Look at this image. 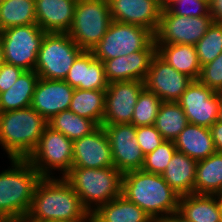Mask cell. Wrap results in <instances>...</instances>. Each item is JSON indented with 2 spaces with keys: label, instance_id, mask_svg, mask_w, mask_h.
Instances as JSON below:
<instances>
[{
  "label": "cell",
  "instance_id": "cell-1",
  "mask_svg": "<svg viewBox=\"0 0 222 222\" xmlns=\"http://www.w3.org/2000/svg\"><path fill=\"white\" fill-rule=\"evenodd\" d=\"M27 217L33 222H91L78 194L64 177L55 175L40 179Z\"/></svg>",
  "mask_w": 222,
  "mask_h": 222
},
{
  "label": "cell",
  "instance_id": "cell-2",
  "mask_svg": "<svg viewBox=\"0 0 222 222\" xmlns=\"http://www.w3.org/2000/svg\"><path fill=\"white\" fill-rule=\"evenodd\" d=\"M122 195L139 206L155 222L178 211L180 196L161 174L145 172L142 169L124 173Z\"/></svg>",
  "mask_w": 222,
  "mask_h": 222
},
{
  "label": "cell",
  "instance_id": "cell-3",
  "mask_svg": "<svg viewBox=\"0 0 222 222\" xmlns=\"http://www.w3.org/2000/svg\"><path fill=\"white\" fill-rule=\"evenodd\" d=\"M0 172V222L27 217L42 176L27 159H10Z\"/></svg>",
  "mask_w": 222,
  "mask_h": 222
},
{
  "label": "cell",
  "instance_id": "cell-4",
  "mask_svg": "<svg viewBox=\"0 0 222 222\" xmlns=\"http://www.w3.org/2000/svg\"><path fill=\"white\" fill-rule=\"evenodd\" d=\"M48 121L31 106L0 113V145L9 159H27L39 144Z\"/></svg>",
  "mask_w": 222,
  "mask_h": 222
},
{
  "label": "cell",
  "instance_id": "cell-5",
  "mask_svg": "<svg viewBox=\"0 0 222 222\" xmlns=\"http://www.w3.org/2000/svg\"><path fill=\"white\" fill-rule=\"evenodd\" d=\"M64 178L90 214L101 205L122 195L123 174L115 167H72Z\"/></svg>",
  "mask_w": 222,
  "mask_h": 222
},
{
  "label": "cell",
  "instance_id": "cell-6",
  "mask_svg": "<svg viewBox=\"0 0 222 222\" xmlns=\"http://www.w3.org/2000/svg\"><path fill=\"white\" fill-rule=\"evenodd\" d=\"M112 21L108 0H77L68 34L82 50L92 51Z\"/></svg>",
  "mask_w": 222,
  "mask_h": 222
},
{
  "label": "cell",
  "instance_id": "cell-7",
  "mask_svg": "<svg viewBox=\"0 0 222 222\" xmlns=\"http://www.w3.org/2000/svg\"><path fill=\"white\" fill-rule=\"evenodd\" d=\"M141 50H156L154 34L145 27L112 21L92 53L104 62Z\"/></svg>",
  "mask_w": 222,
  "mask_h": 222
},
{
  "label": "cell",
  "instance_id": "cell-8",
  "mask_svg": "<svg viewBox=\"0 0 222 222\" xmlns=\"http://www.w3.org/2000/svg\"><path fill=\"white\" fill-rule=\"evenodd\" d=\"M82 51L68 33H45L34 71L39 78L64 80Z\"/></svg>",
  "mask_w": 222,
  "mask_h": 222
},
{
  "label": "cell",
  "instance_id": "cell-9",
  "mask_svg": "<svg viewBox=\"0 0 222 222\" xmlns=\"http://www.w3.org/2000/svg\"><path fill=\"white\" fill-rule=\"evenodd\" d=\"M27 160L42 177H53L54 171L64 177L73 166V141L47 126Z\"/></svg>",
  "mask_w": 222,
  "mask_h": 222
},
{
  "label": "cell",
  "instance_id": "cell-10",
  "mask_svg": "<svg viewBox=\"0 0 222 222\" xmlns=\"http://www.w3.org/2000/svg\"><path fill=\"white\" fill-rule=\"evenodd\" d=\"M38 24L13 26L0 31L4 62L25 70H34L45 36Z\"/></svg>",
  "mask_w": 222,
  "mask_h": 222
},
{
  "label": "cell",
  "instance_id": "cell-11",
  "mask_svg": "<svg viewBox=\"0 0 222 222\" xmlns=\"http://www.w3.org/2000/svg\"><path fill=\"white\" fill-rule=\"evenodd\" d=\"M213 23L211 16H180L162 8L155 44H187L195 46Z\"/></svg>",
  "mask_w": 222,
  "mask_h": 222
},
{
  "label": "cell",
  "instance_id": "cell-12",
  "mask_svg": "<svg viewBox=\"0 0 222 222\" xmlns=\"http://www.w3.org/2000/svg\"><path fill=\"white\" fill-rule=\"evenodd\" d=\"M110 143L114 167L122 174L140 170L145 155L140 149L132 123L102 125Z\"/></svg>",
  "mask_w": 222,
  "mask_h": 222
},
{
  "label": "cell",
  "instance_id": "cell-13",
  "mask_svg": "<svg viewBox=\"0 0 222 222\" xmlns=\"http://www.w3.org/2000/svg\"><path fill=\"white\" fill-rule=\"evenodd\" d=\"M190 124L210 128L218 121L221 99L218 92L193 80L178 101Z\"/></svg>",
  "mask_w": 222,
  "mask_h": 222
},
{
  "label": "cell",
  "instance_id": "cell-14",
  "mask_svg": "<svg viewBox=\"0 0 222 222\" xmlns=\"http://www.w3.org/2000/svg\"><path fill=\"white\" fill-rule=\"evenodd\" d=\"M192 81V78L175 70L156 53L150 62L144 85L163 102H178Z\"/></svg>",
  "mask_w": 222,
  "mask_h": 222
},
{
  "label": "cell",
  "instance_id": "cell-15",
  "mask_svg": "<svg viewBox=\"0 0 222 222\" xmlns=\"http://www.w3.org/2000/svg\"><path fill=\"white\" fill-rule=\"evenodd\" d=\"M144 88V81L138 80L109 83L102 125L132 123L138 96Z\"/></svg>",
  "mask_w": 222,
  "mask_h": 222
},
{
  "label": "cell",
  "instance_id": "cell-16",
  "mask_svg": "<svg viewBox=\"0 0 222 222\" xmlns=\"http://www.w3.org/2000/svg\"><path fill=\"white\" fill-rule=\"evenodd\" d=\"M72 167H114L110 143L102 125L90 134L73 141Z\"/></svg>",
  "mask_w": 222,
  "mask_h": 222
},
{
  "label": "cell",
  "instance_id": "cell-17",
  "mask_svg": "<svg viewBox=\"0 0 222 222\" xmlns=\"http://www.w3.org/2000/svg\"><path fill=\"white\" fill-rule=\"evenodd\" d=\"M113 21L158 29L162 6L159 0H108Z\"/></svg>",
  "mask_w": 222,
  "mask_h": 222
},
{
  "label": "cell",
  "instance_id": "cell-18",
  "mask_svg": "<svg viewBox=\"0 0 222 222\" xmlns=\"http://www.w3.org/2000/svg\"><path fill=\"white\" fill-rule=\"evenodd\" d=\"M74 90L75 88L64 80L39 78L31 107L49 121L61 111L69 110Z\"/></svg>",
  "mask_w": 222,
  "mask_h": 222
},
{
  "label": "cell",
  "instance_id": "cell-19",
  "mask_svg": "<svg viewBox=\"0 0 222 222\" xmlns=\"http://www.w3.org/2000/svg\"><path fill=\"white\" fill-rule=\"evenodd\" d=\"M64 81L73 88L84 90L106 91L109 84L104 63L96 59L92 51L85 50L75 59Z\"/></svg>",
  "mask_w": 222,
  "mask_h": 222
},
{
  "label": "cell",
  "instance_id": "cell-20",
  "mask_svg": "<svg viewBox=\"0 0 222 222\" xmlns=\"http://www.w3.org/2000/svg\"><path fill=\"white\" fill-rule=\"evenodd\" d=\"M156 50H141L132 54L105 60L104 69L108 83L144 81Z\"/></svg>",
  "mask_w": 222,
  "mask_h": 222
},
{
  "label": "cell",
  "instance_id": "cell-21",
  "mask_svg": "<svg viewBox=\"0 0 222 222\" xmlns=\"http://www.w3.org/2000/svg\"><path fill=\"white\" fill-rule=\"evenodd\" d=\"M77 0H35L37 24L46 33H68Z\"/></svg>",
  "mask_w": 222,
  "mask_h": 222
},
{
  "label": "cell",
  "instance_id": "cell-22",
  "mask_svg": "<svg viewBox=\"0 0 222 222\" xmlns=\"http://www.w3.org/2000/svg\"><path fill=\"white\" fill-rule=\"evenodd\" d=\"M178 152L200 161L216 152L210 128L188 124L174 140Z\"/></svg>",
  "mask_w": 222,
  "mask_h": 222
},
{
  "label": "cell",
  "instance_id": "cell-23",
  "mask_svg": "<svg viewBox=\"0 0 222 222\" xmlns=\"http://www.w3.org/2000/svg\"><path fill=\"white\" fill-rule=\"evenodd\" d=\"M196 165V160L176 151L161 175L179 196L194 194Z\"/></svg>",
  "mask_w": 222,
  "mask_h": 222
},
{
  "label": "cell",
  "instance_id": "cell-24",
  "mask_svg": "<svg viewBox=\"0 0 222 222\" xmlns=\"http://www.w3.org/2000/svg\"><path fill=\"white\" fill-rule=\"evenodd\" d=\"M91 222H155L139 206L123 195L98 207L90 214Z\"/></svg>",
  "mask_w": 222,
  "mask_h": 222
},
{
  "label": "cell",
  "instance_id": "cell-25",
  "mask_svg": "<svg viewBox=\"0 0 222 222\" xmlns=\"http://www.w3.org/2000/svg\"><path fill=\"white\" fill-rule=\"evenodd\" d=\"M178 211L192 222H221L220 195L180 196Z\"/></svg>",
  "mask_w": 222,
  "mask_h": 222
},
{
  "label": "cell",
  "instance_id": "cell-26",
  "mask_svg": "<svg viewBox=\"0 0 222 222\" xmlns=\"http://www.w3.org/2000/svg\"><path fill=\"white\" fill-rule=\"evenodd\" d=\"M156 53L178 72L198 80L201 66L196 47L187 44H156Z\"/></svg>",
  "mask_w": 222,
  "mask_h": 222
},
{
  "label": "cell",
  "instance_id": "cell-27",
  "mask_svg": "<svg viewBox=\"0 0 222 222\" xmlns=\"http://www.w3.org/2000/svg\"><path fill=\"white\" fill-rule=\"evenodd\" d=\"M222 152L216 151L206 159L197 161L194 194L221 195Z\"/></svg>",
  "mask_w": 222,
  "mask_h": 222
},
{
  "label": "cell",
  "instance_id": "cell-28",
  "mask_svg": "<svg viewBox=\"0 0 222 222\" xmlns=\"http://www.w3.org/2000/svg\"><path fill=\"white\" fill-rule=\"evenodd\" d=\"M38 79L34 70L23 71L9 90L0 93V113L30 107Z\"/></svg>",
  "mask_w": 222,
  "mask_h": 222
},
{
  "label": "cell",
  "instance_id": "cell-29",
  "mask_svg": "<svg viewBox=\"0 0 222 222\" xmlns=\"http://www.w3.org/2000/svg\"><path fill=\"white\" fill-rule=\"evenodd\" d=\"M105 94L106 91L75 88L69 110L100 126L105 113Z\"/></svg>",
  "mask_w": 222,
  "mask_h": 222
},
{
  "label": "cell",
  "instance_id": "cell-30",
  "mask_svg": "<svg viewBox=\"0 0 222 222\" xmlns=\"http://www.w3.org/2000/svg\"><path fill=\"white\" fill-rule=\"evenodd\" d=\"M188 124L178 102H162L154 126L166 141H174Z\"/></svg>",
  "mask_w": 222,
  "mask_h": 222
},
{
  "label": "cell",
  "instance_id": "cell-31",
  "mask_svg": "<svg viewBox=\"0 0 222 222\" xmlns=\"http://www.w3.org/2000/svg\"><path fill=\"white\" fill-rule=\"evenodd\" d=\"M30 24H37L35 0H6L0 3V31Z\"/></svg>",
  "mask_w": 222,
  "mask_h": 222
},
{
  "label": "cell",
  "instance_id": "cell-32",
  "mask_svg": "<svg viewBox=\"0 0 222 222\" xmlns=\"http://www.w3.org/2000/svg\"><path fill=\"white\" fill-rule=\"evenodd\" d=\"M48 126L74 141L94 131L98 125L91 119L80 117L71 110H64L48 121Z\"/></svg>",
  "mask_w": 222,
  "mask_h": 222
},
{
  "label": "cell",
  "instance_id": "cell-33",
  "mask_svg": "<svg viewBox=\"0 0 222 222\" xmlns=\"http://www.w3.org/2000/svg\"><path fill=\"white\" fill-rule=\"evenodd\" d=\"M195 47L200 66L215 60L222 53V24L213 22Z\"/></svg>",
  "mask_w": 222,
  "mask_h": 222
},
{
  "label": "cell",
  "instance_id": "cell-34",
  "mask_svg": "<svg viewBox=\"0 0 222 222\" xmlns=\"http://www.w3.org/2000/svg\"><path fill=\"white\" fill-rule=\"evenodd\" d=\"M162 102L153 92L144 88L138 96L132 124L135 127L154 125Z\"/></svg>",
  "mask_w": 222,
  "mask_h": 222
},
{
  "label": "cell",
  "instance_id": "cell-35",
  "mask_svg": "<svg viewBox=\"0 0 222 222\" xmlns=\"http://www.w3.org/2000/svg\"><path fill=\"white\" fill-rule=\"evenodd\" d=\"M177 151L174 141H164L153 152L145 155L142 170L154 174H162Z\"/></svg>",
  "mask_w": 222,
  "mask_h": 222
},
{
  "label": "cell",
  "instance_id": "cell-36",
  "mask_svg": "<svg viewBox=\"0 0 222 222\" xmlns=\"http://www.w3.org/2000/svg\"><path fill=\"white\" fill-rule=\"evenodd\" d=\"M198 80L215 92L222 89V53L215 60L201 66Z\"/></svg>",
  "mask_w": 222,
  "mask_h": 222
},
{
  "label": "cell",
  "instance_id": "cell-37",
  "mask_svg": "<svg viewBox=\"0 0 222 222\" xmlns=\"http://www.w3.org/2000/svg\"><path fill=\"white\" fill-rule=\"evenodd\" d=\"M168 10L180 16H210L209 3L205 0H180L172 4Z\"/></svg>",
  "mask_w": 222,
  "mask_h": 222
},
{
  "label": "cell",
  "instance_id": "cell-38",
  "mask_svg": "<svg viewBox=\"0 0 222 222\" xmlns=\"http://www.w3.org/2000/svg\"><path fill=\"white\" fill-rule=\"evenodd\" d=\"M136 137L144 155L153 152L165 141L154 125L136 127Z\"/></svg>",
  "mask_w": 222,
  "mask_h": 222
},
{
  "label": "cell",
  "instance_id": "cell-39",
  "mask_svg": "<svg viewBox=\"0 0 222 222\" xmlns=\"http://www.w3.org/2000/svg\"><path fill=\"white\" fill-rule=\"evenodd\" d=\"M24 70L18 66L4 63L0 67V93L9 90Z\"/></svg>",
  "mask_w": 222,
  "mask_h": 222
},
{
  "label": "cell",
  "instance_id": "cell-40",
  "mask_svg": "<svg viewBox=\"0 0 222 222\" xmlns=\"http://www.w3.org/2000/svg\"><path fill=\"white\" fill-rule=\"evenodd\" d=\"M210 130L216 151L222 152V122L216 121Z\"/></svg>",
  "mask_w": 222,
  "mask_h": 222
},
{
  "label": "cell",
  "instance_id": "cell-41",
  "mask_svg": "<svg viewBox=\"0 0 222 222\" xmlns=\"http://www.w3.org/2000/svg\"><path fill=\"white\" fill-rule=\"evenodd\" d=\"M209 7L213 22L222 24V0H211Z\"/></svg>",
  "mask_w": 222,
  "mask_h": 222
},
{
  "label": "cell",
  "instance_id": "cell-42",
  "mask_svg": "<svg viewBox=\"0 0 222 222\" xmlns=\"http://www.w3.org/2000/svg\"><path fill=\"white\" fill-rule=\"evenodd\" d=\"M157 222H192L188 220L179 211L168 214L166 217L159 219Z\"/></svg>",
  "mask_w": 222,
  "mask_h": 222
},
{
  "label": "cell",
  "instance_id": "cell-43",
  "mask_svg": "<svg viewBox=\"0 0 222 222\" xmlns=\"http://www.w3.org/2000/svg\"><path fill=\"white\" fill-rule=\"evenodd\" d=\"M180 0H161V6L164 9H168L172 4Z\"/></svg>",
  "mask_w": 222,
  "mask_h": 222
},
{
  "label": "cell",
  "instance_id": "cell-44",
  "mask_svg": "<svg viewBox=\"0 0 222 222\" xmlns=\"http://www.w3.org/2000/svg\"><path fill=\"white\" fill-rule=\"evenodd\" d=\"M4 52H3V44L0 39V67L4 64Z\"/></svg>",
  "mask_w": 222,
  "mask_h": 222
},
{
  "label": "cell",
  "instance_id": "cell-45",
  "mask_svg": "<svg viewBox=\"0 0 222 222\" xmlns=\"http://www.w3.org/2000/svg\"><path fill=\"white\" fill-rule=\"evenodd\" d=\"M8 222H33V221H31L28 217H21Z\"/></svg>",
  "mask_w": 222,
  "mask_h": 222
},
{
  "label": "cell",
  "instance_id": "cell-46",
  "mask_svg": "<svg viewBox=\"0 0 222 222\" xmlns=\"http://www.w3.org/2000/svg\"><path fill=\"white\" fill-rule=\"evenodd\" d=\"M218 121L222 122V103L220 104V108H219Z\"/></svg>",
  "mask_w": 222,
  "mask_h": 222
},
{
  "label": "cell",
  "instance_id": "cell-47",
  "mask_svg": "<svg viewBox=\"0 0 222 222\" xmlns=\"http://www.w3.org/2000/svg\"><path fill=\"white\" fill-rule=\"evenodd\" d=\"M220 217L222 222V196L220 195Z\"/></svg>",
  "mask_w": 222,
  "mask_h": 222
},
{
  "label": "cell",
  "instance_id": "cell-48",
  "mask_svg": "<svg viewBox=\"0 0 222 222\" xmlns=\"http://www.w3.org/2000/svg\"><path fill=\"white\" fill-rule=\"evenodd\" d=\"M218 94H219V97H220L221 103H222V89L218 92Z\"/></svg>",
  "mask_w": 222,
  "mask_h": 222
},
{
  "label": "cell",
  "instance_id": "cell-49",
  "mask_svg": "<svg viewBox=\"0 0 222 222\" xmlns=\"http://www.w3.org/2000/svg\"><path fill=\"white\" fill-rule=\"evenodd\" d=\"M44 222H65V221H58V220H48V221H44Z\"/></svg>",
  "mask_w": 222,
  "mask_h": 222
}]
</instances>
